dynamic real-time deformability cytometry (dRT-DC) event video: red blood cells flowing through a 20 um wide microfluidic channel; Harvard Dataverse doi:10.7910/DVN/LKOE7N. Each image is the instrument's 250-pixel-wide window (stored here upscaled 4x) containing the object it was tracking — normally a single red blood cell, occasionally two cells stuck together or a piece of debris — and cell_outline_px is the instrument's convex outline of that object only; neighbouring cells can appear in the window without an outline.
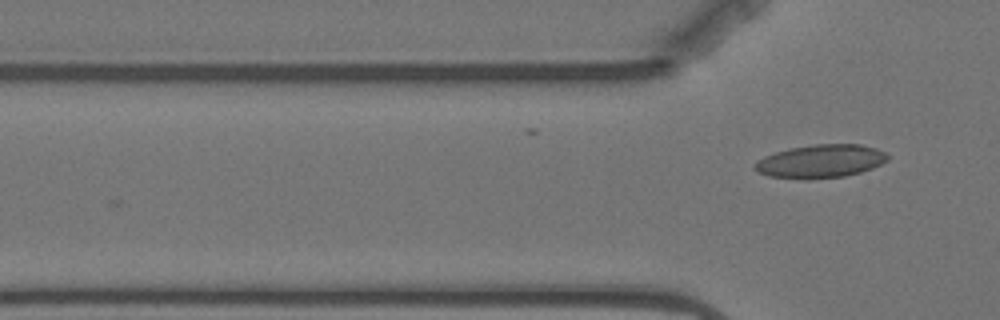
{"species": "Egyptian fruit bat (a non-hibernating species)", "species_latin": "Rousettus aegyptiacus", "temperature_condition": "warm", "stored_images_in_passage": 2, "camera_frame_rate_fps": 3000, "um_per_image_px": 0.085, "animal": {"sex": "female"}, "frame": {"image": 1, "passage_image": 2, "time_ms": 1.333, "image_size_px": [1000, 320], "cell_outline_px": [[888, 160], [872, 168], [860, 172], [844, 176], [804, 180], [768, 176], [756, 172], [752, 168], [752, 164], [756, 160], [764, 156], [788, 148], [816, 144], [860, 144], [876, 148], [884, 152], [888, 156]], "centroid_in_image_um": [69.68, 13.71], "position_along_channel_um": 56.1, "area_um2": 26.07}}